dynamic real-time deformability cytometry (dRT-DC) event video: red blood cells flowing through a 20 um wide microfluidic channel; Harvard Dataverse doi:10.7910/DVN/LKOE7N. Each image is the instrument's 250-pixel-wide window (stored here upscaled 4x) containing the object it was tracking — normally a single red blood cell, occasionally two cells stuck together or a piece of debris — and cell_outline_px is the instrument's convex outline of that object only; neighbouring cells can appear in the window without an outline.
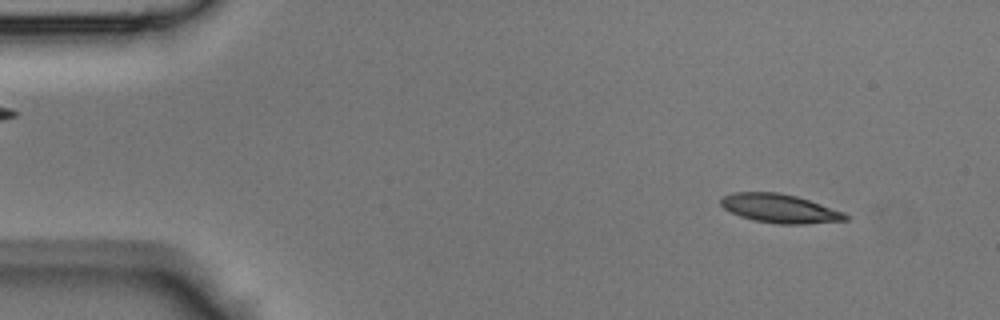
{"species": "Egyptian fruit bat (a non-hibernating species)", "species_latin": "Rousettus aegyptiacus", "temperature_condition": "room temperature", "stored_images_in_passage": 44, "camera_frame_rate_fps": 3000, "um_per_image_px": 0.085, "animal": {"sex": "male"}, "frame": {"image": 1, "passage_image": 4, "time_ms": 1.0, "image_size_px": [1000, 320], "cell_outline_px": [[848, 220], [804, 224], [780, 224], [752, 220], [740, 216], [724, 208], [720, 204], [720, 200], [724, 196], [732, 192], [780, 192], [796, 196], [844, 212], [848, 216]], "centroid_in_image_um": [66.26, 17.72], "position_along_channel_um": 18.7, "area_um2": 20.81}}
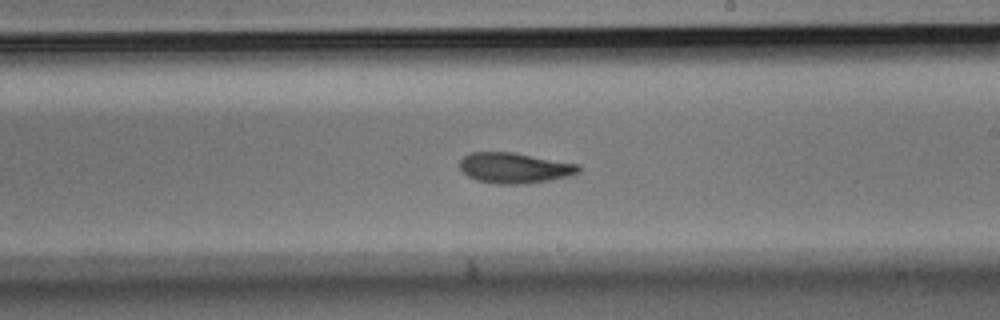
{"frame": {"image": 2, "passage_image": 25, "time_ms": 8.0, "image_size_px": [1000, 320], "cell_outline_px": [[580, 172], [572, 176], [548, 180], [520, 184], [496, 184], [476, 180], [468, 176], [460, 168], [460, 160], [464, 156], [472, 152], [512, 152], [580, 164]], "centroid_in_image_um": [43.76, 14.27], "position_along_channel_um": 245.2, "area_um2": 21.15}}
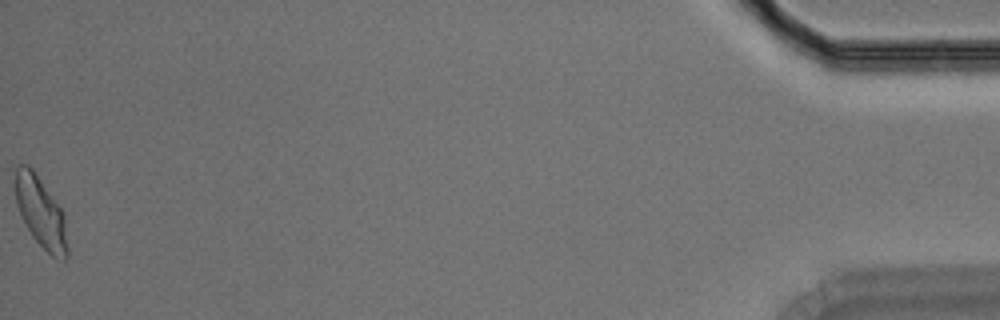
{"frame": {"image": 3, "passage_image": 44, "time_ms": 14.333, "image_size_px": [1000, 320], "cell_outline_px": [[68, 256], [64, 260], [56, 260], [32, 236], [16, 204], [12, 184], [16, 164], [28, 164], [32, 168], [60, 208], [64, 216], [68, 248]], "centroid_in_image_um": [3.42, 18.01], "position_along_channel_um": 431.8, "area_um2": 21.62}}